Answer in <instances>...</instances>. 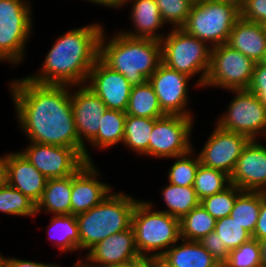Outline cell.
I'll list each match as a JSON object with an SVG mask.
<instances>
[{
	"label": "cell",
	"instance_id": "1",
	"mask_svg": "<svg viewBox=\"0 0 266 267\" xmlns=\"http://www.w3.org/2000/svg\"><path fill=\"white\" fill-rule=\"evenodd\" d=\"M9 85L18 123L30 142L74 148L85 159L71 107L72 86L39 84L27 77Z\"/></svg>",
	"mask_w": 266,
	"mask_h": 267
},
{
	"label": "cell",
	"instance_id": "2",
	"mask_svg": "<svg viewBox=\"0 0 266 267\" xmlns=\"http://www.w3.org/2000/svg\"><path fill=\"white\" fill-rule=\"evenodd\" d=\"M104 29L99 23L90 24L59 36L47 53L41 71L27 78L47 85H85L99 59V42Z\"/></svg>",
	"mask_w": 266,
	"mask_h": 267
},
{
	"label": "cell",
	"instance_id": "3",
	"mask_svg": "<svg viewBox=\"0 0 266 267\" xmlns=\"http://www.w3.org/2000/svg\"><path fill=\"white\" fill-rule=\"evenodd\" d=\"M105 30L99 42V59L121 73L133 85H142L162 63L161 42L150 38H131L118 32L106 42Z\"/></svg>",
	"mask_w": 266,
	"mask_h": 267
},
{
	"label": "cell",
	"instance_id": "4",
	"mask_svg": "<svg viewBox=\"0 0 266 267\" xmlns=\"http://www.w3.org/2000/svg\"><path fill=\"white\" fill-rule=\"evenodd\" d=\"M137 201L128 194L110 193L100 204L76 215L79 251L89 250L108 236L129 229Z\"/></svg>",
	"mask_w": 266,
	"mask_h": 267
},
{
	"label": "cell",
	"instance_id": "5",
	"mask_svg": "<svg viewBox=\"0 0 266 267\" xmlns=\"http://www.w3.org/2000/svg\"><path fill=\"white\" fill-rule=\"evenodd\" d=\"M153 207L150 201L138 200L131 226L139 255L150 260H158L170 246L181 240L180 221L162 210L154 211Z\"/></svg>",
	"mask_w": 266,
	"mask_h": 267
},
{
	"label": "cell",
	"instance_id": "6",
	"mask_svg": "<svg viewBox=\"0 0 266 267\" xmlns=\"http://www.w3.org/2000/svg\"><path fill=\"white\" fill-rule=\"evenodd\" d=\"M240 4L228 0H195L186 23L181 27L211 47L226 44L236 20Z\"/></svg>",
	"mask_w": 266,
	"mask_h": 267
},
{
	"label": "cell",
	"instance_id": "7",
	"mask_svg": "<svg viewBox=\"0 0 266 267\" xmlns=\"http://www.w3.org/2000/svg\"><path fill=\"white\" fill-rule=\"evenodd\" d=\"M160 42L162 63L190 78L201 73L195 85L203 88L210 68L211 46L182 28H172Z\"/></svg>",
	"mask_w": 266,
	"mask_h": 267
},
{
	"label": "cell",
	"instance_id": "8",
	"mask_svg": "<svg viewBox=\"0 0 266 267\" xmlns=\"http://www.w3.org/2000/svg\"><path fill=\"white\" fill-rule=\"evenodd\" d=\"M31 5L27 0H0V61L17 65L32 33Z\"/></svg>",
	"mask_w": 266,
	"mask_h": 267
},
{
	"label": "cell",
	"instance_id": "9",
	"mask_svg": "<svg viewBox=\"0 0 266 267\" xmlns=\"http://www.w3.org/2000/svg\"><path fill=\"white\" fill-rule=\"evenodd\" d=\"M255 64L252 59L228 44L211 47L210 68L203 88L213 86L227 90L247 89Z\"/></svg>",
	"mask_w": 266,
	"mask_h": 267
},
{
	"label": "cell",
	"instance_id": "10",
	"mask_svg": "<svg viewBox=\"0 0 266 267\" xmlns=\"http://www.w3.org/2000/svg\"><path fill=\"white\" fill-rule=\"evenodd\" d=\"M236 95L226 113L218 117L217 126L256 140L262 132L266 137V107L248 89L230 90Z\"/></svg>",
	"mask_w": 266,
	"mask_h": 267
},
{
	"label": "cell",
	"instance_id": "11",
	"mask_svg": "<svg viewBox=\"0 0 266 267\" xmlns=\"http://www.w3.org/2000/svg\"><path fill=\"white\" fill-rule=\"evenodd\" d=\"M193 117L165 115L155 119L149 142V156L175 158L193 150L190 142Z\"/></svg>",
	"mask_w": 266,
	"mask_h": 267
},
{
	"label": "cell",
	"instance_id": "12",
	"mask_svg": "<svg viewBox=\"0 0 266 267\" xmlns=\"http://www.w3.org/2000/svg\"><path fill=\"white\" fill-rule=\"evenodd\" d=\"M21 153L47 179L73 175L87 161L69 147L30 142Z\"/></svg>",
	"mask_w": 266,
	"mask_h": 267
},
{
	"label": "cell",
	"instance_id": "13",
	"mask_svg": "<svg viewBox=\"0 0 266 267\" xmlns=\"http://www.w3.org/2000/svg\"><path fill=\"white\" fill-rule=\"evenodd\" d=\"M191 78L161 63L149 77L160 108L166 115L193 117L188 105V82Z\"/></svg>",
	"mask_w": 266,
	"mask_h": 267
},
{
	"label": "cell",
	"instance_id": "14",
	"mask_svg": "<svg viewBox=\"0 0 266 267\" xmlns=\"http://www.w3.org/2000/svg\"><path fill=\"white\" fill-rule=\"evenodd\" d=\"M250 139L239 133L226 131L216 125L203 149L198 154L200 163L208 168L231 175L239 156Z\"/></svg>",
	"mask_w": 266,
	"mask_h": 267
},
{
	"label": "cell",
	"instance_id": "15",
	"mask_svg": "<svg viewBox=\"0 0 266 267\" xmlns=\"http://www.w3.org/2000/svg\"><path fill=\"white\" fill-rule=\"evenodd\" d=\"M70 98L79 141L85 147V160L92 161L84 140L90 143L97 136L107 107L86 85H79L73 92L71 90Z\"/></svg>",
	"mask_w": 266,
	"mask_h": 267
},
{
	"label": "cell",
	"instance_id": "16",
	"mask_svg": "<svg viewBox=\"0 0 266 267\" xmlns=\"http://www.w3.org/2000/svg\"><path fill=\"white\" fill-rule=\"evenodd\" d=\"M140 257L132 226L122 232L108 236L88 250L84 260L73 265L79 267H108ZM85 261V262H84ZM98 264V265H97Z\"/></svg>",
	"mask_w": 266,
	"mask_h": 267
},
{
	"label": "cell",
	"instance_id": "17",
	"mask_svg": "<svg viewBox=\"0 0 266 267\" xmlns=\"http://www.w3.org/2000/svg\"><path fill=\"white\" fill-rule=\"evenodd\" d=\"M86 83L107 109L126 111L132 85L121 73L110 69L98 59L90 70Z\"/></svg>",
	"mask_w": 266,
	"mask_h": 267
},
{
	"label": "cell",
	"instance_id": "18",
	"mask_svg": "<svg viewBox=\"0 0 266 267\" xmlns=\"http://www.w3.org/2000/svg\"><path fill=\"white\" fill-rule=\"evenodd\" d=\"M230 182L242 191L266 192V148L250 140L237 159Z\"/></svg>",
	"mask_w": 266,
	"mask_h": 267
},
{
	"label": "cell",
	"instance_id": "19",
	"mask_svg": "<svg viewBox=\"0 0 266 267\" xmlns=\"http://www.w3.org/2000/svg\"><path fill=\"white\" fill-rule=\"evenodd\" d=\"M99 175L92 161L84 163L72 175L71 214L87 212L111 193V186L99 181Z\"/></svg>",
	"mask_w": 266,
	"mask_h": 267
},
{
	"label": "cell",
	"instance_id": "20",
	"mask_svg": "<svg viewBox=\"0 0 266 267\" xmlns=\"http://www.w3.org/2000/svg\"><path fill=\"white\" fill-rule=\"evenodd\" d=\"M5 162L7 184L37 204L48 179L20 151L6 154Z\"/></svg>",
	"mask_w": 266,
	"mask_h": 267
},
{
	"label": "cell",
	"instance_id": "21",
	"mask_svg": "<svg viewBox=\"0 0 266 267\" xmlns=\"http://www.w3.org/2000/svg\"><path fill=\"white\" fill-rule=\"evenodd\" d=\"M226 44L258 63L262 60L266 50L264 25L248 21L240 16L236 20Z\"/></svg>",
	"mask_w": 266,
	"mask_h": 267
},
{
	"label": "cell",
	"instance_id": "22",
	"mask_svg": "<svg viewBox=\"0 0 266 267\" xmlns=\"http://www.w3.org/2000/svg\"><path fill=\"white\" fill-rule=\"evenodd\" d=\"M180 245L171 246L157 261L161 267H222L199 241L181 239Z\"/></svg>",
	"mask_w": 266,
	"mask_h": 267
},
{
	"label": "cell",
	"instance_id": "23",
	"mask_svg": "<svg viewBox=\"0 0 266 267\" xmlns=\"http://www.w3.org/2000/svg\"><path fill=\"white\" fill-rule=\"evenodd\" d=\"M132 2L131 20L135 26L133 31H120L131 38H150L161 40L165 35L157 34L165 23L162 21L157 2L155 0H126Z\"/></svg>",
	"mask_w": 266,
	"mask_h": 267
},
{
	"label": "cell",
	"instance_id": "24",
	"mask_svg": "<svg viewBox=\"0 0 266 267\" xmlns=\"http://www.w3.org/2000/svg\"><path fill=\"white\" fill-rule=\"evenodd\" d=\"M72 175L47 180L40 201L36 204V214L44 210L53 215L71 214Z\"/></svg>",
	"mask_w": 266,
	"mask_h": 267
},
{
	"label": "cell",
	"instance_id": "25",
	"mask_svg": "<svg viewBox=\"0 0 266 267\" xmlns=\"http://www.w3.org/2000/svg\"><path fill=\"white\" fill-rule=\"evenodd\" d=\"M125 113L126 115L151 119H158L166 115L160 108L157 95L149 81L142 85L132 86Z\"/></svg>",
	"mask_w": 266,
	"mask_h": 267
},
{
	"label": "cell",
	"instance_id": "26",
	"mask_svg": "<svg viewBox=\"0 0 266 267\" xmlns=\"http://www.w3.org/2000/svg\"><path fill=\"white\" fill-rule=\"evenodd\" d=\"M155 119L126 115L123 144L138 155L149 156L150 135Z\"/></svg>",
	"mask_w": 266,
	"mask_h": 267
},
{
	"label": "cell",
	"instance_id": "27",
	"mask_svg": "<svg viewBox=\"0 0 266 267\" xmlns=\"http://www.w3.org/2000/svg\"><path fill=\"white\" fill-rule=\"evenodd\" d=\"M162 198L168 210H163L179 220L200 204L193 186H178L169 183L162 190Z\"/></svg>",
	"mask_w": 266,
	"mask_h": 267
},
{
	"label": "cell",
	"instance_id": "28",
	"mask_svg": "<svg viewBox=\"0 0 266 267\" xmlns=\"http://www.w3.org/2000/svg\"><path fill=\"white\" fill-rule=\"evenodd\" d=\"M126 113L107 109L102 115L97 136L89 143L101 149L123 143Z\"/></svg>",
	"mask_w": 266,
	"mask_h": 267
},
{
	"label": "cell",
	"instance_id": "29",
	"mask_svg": "<svg viewBox=\"0 0 266 267\" xmlns=\"http://www.w3.org/2000/svg\"><path fill=\"white\" fill-rule=\"evenodd\" d=\"M48 236L58 244L60 252H73L79 250V229L76 221V215H53L51 218ZM55 238V239H54Z\"/></svg>",
	"mask_w": 266,
	"mask_h": 267
},
{
	"label": "cell",
	"instance_id": "30",
	"mask_svg": "<svg viewBox=\"0 0 266 267\" xmlns=\"http://www.w3.org/2000/svg\"><path fill=\"white\" fill-rule=\"evenodd\" d=\"M260 208L261 191H242L236 198L230 216L253 235Z\"/></svg>",
	"mask_w": 266,
	"mask_h": 267
},
{
	"label": "cell",
	"instance_id": "31",
	"mask_svg": "<svg viewBox=\"0 0 266 267\" xmlns=\"http://www.w3.org/2000/svg\"><path fill=\"white\" fill-rule=\"evenodd\" d=\"M179 221L181 239L187 241H200L215 230L217 220L213 218L201 204H199Z\"/></svg>",
	"mask_w": 266,
	"mask_h": 267
},
{
	"label": "cell",
	"instance_id": "32",
	"mask_svg": "<svg viewBox=\"0 0 266 267\" xmlns=\"http://www.w3.org/2000/svg\"><path fill=\"white\" fill-rule=\"evenodd\" d=\"M231 185L230 175L213 168L199 165L193 188L201 201L205 197L224 191Z\"/></svg>",
	"mask_w": 266,
	"mask_h": 267
},
{
	"label": "cell",
	"instance_id": "33",
	"mask_svg": "<svg viewBox=\"0 0 266 267\" xmlns=\"http://www.w3.org/2000/svg\"><path fill=\"white\" fill-rule=\"evenodd\" d=\"M0 212L17 216H35L36 204L7 183L0 188Z\"/></svg>",
	"mask_w": 266,
	"mask_h": 267
},
{
	"label": "cell",
	"instance_id": "34",
	"mask_svg": "<svg viewBox=\"0 0 266 267\" xmlns=\"http://www.w3.org/2000/svg\"><path fill=\"white\" fill-rule=\"evenodd\" d=\"M215 232L219 235L221 246L229 251L249 242L252 235L238 224L230 215L216 221Z\"/></svg>",
	"mask_w": 266,
	"mask_h": 267
},
{
	"label": "cell",
	"instance_id": "35",
	"mask_svg": "<svg viewBox=\"0 0 266 267\" xmlns=\"http://www.w3.org/2000/svg\"><path fill=\"white\" fill-rule=\"evenodd\" d=\"M194 149L189 153L175 157L176 161L168 171V182L178 186H193L200 163L199 156L192 158ZM194 159V160H193Z\"/></svg>",
	"mask_w": 266,
	"mask_h": 267
},
{
	"label": "cell",
	"instance_id": "36",
	"mask_svg": "<svg viewBox=\"0 0 266 267\" xmlns=\"http://www.w3.org/2000/svg\"><path fill=\"white\" fill-rule=\"evenodd\" d=\"M242 192L235 185L224 191L205 197L200 201L203 208L216 220L230 215L237 196Z\"/></svg>",
	"mask_w": 266,
	"mask_h": 267
},
{
	"label": "cell",
	"instance_id": "37",
	"mask_svg": "<svg viewBox=\"0 0 266 267\" xmlns=\"http://www.w3.org/2000/svg\"><path fill=\"white\" fill-rule=\"evenodd\" d=\"M162 21L170 23L173 28H181L188 18L195 0H155Z\"/></svg>",
	"mask_w": 266,
	"mask_h": 267
},
{
	"label": "cell",
	"instance_id": "38",
	"mask_svg": "<svg viewBox=\"0 0 266 267\" xmlns=\"http://www.w3.org/2000/svg\"><path fill=\"white\" fill-rule=\"evenodd\" d=\"M259 241L251 239L237 249L231 250L222 267H261Z\"/></svg>",
	"mask_w": 266,
	"mask_h": 267
},
{
	"label": "cell",
	"instance_id": "39",
	"mask_svg": "<svg viewBox=\"0 0 266 267\" xmlns=\"http://www.w3.org/2000/svg\"><path fill=\"white\" fill-rule=\"evenodd\" d=\"M240 16L255 23H266V0H242Z\"/></svg>",
	"mask_w": 266,
	"mask_h": 267
},
{
	"label": "cell",
	"instance_id": "40",
	"mask_svg": "<svg viewBox=\"0 0 266 267\" xmlns=\"http://www.w3.org/2000/svg\"><path fill=\"white\" fill-rule=\"evenodd\" d=\"M199 243L222 265L228 260L230 251L227 247L221 246L219 235L215 232V230L202 238Z\"/></svg>",
	"mask_w": 266,
	"mask_h": 267
},
{
	"label": "cell",
	"instance_id": "41",
	"mask_svg": "<svg viewBox=\"0 0 266 267\" xmlns=\"http://www.w3.org/2000/svg\"><path fill=\"white\" fill-rule=\"evenodd\" d=\"M247 89L255 93L266 107V65H262L260 62L255 64L252 79Z\"/></svg>",
	"mask_w": 266,
	"mask_h": 267
},
{
	"label": "cell",
	"instance_id": "42",
	"mask_svg": "<svg viewBox=\"0 0 266 267\" xmlns=\"http://www.w3.org/2000/svg\"><path fill=\"white\" fill-rule=\"evenodd\" d=\"M266 238V192H261V208L252 239L263 240Z\"/></svg>",
	"mask_w": 266,
	"mask_h": 267
},
{
	"label": "cell",
	"instance_id": "43",
	"mask_svg": "<svg viewBox=\"0 0 266 267\" xmlns=\"http://www.w3.org/2000/svg\"><path fill=\"white\" fill-rule=\"evenodd\" d=\"M7 267H59L56 264L41 263L30 260H23L18 258H8Z\"/></svg>",
	"mask_w": 266,
	"mask_h": 267
},
{
	"label": "cell",
	"instance_id": "44",
	"mask_svg": "<svg viewBox=\"0 0 266 267\" xmlns=\"http://www.w3.org/2000/svg\"><path fill=\"white\" fill-rule=\"evenodd\" d=\"M149 261L150 259L140 256L136 259L108 267H144Z\"/></svg>",
	"mask_w": 266,
	"mask_h": 267
},
{
	"label": "cell",
	"instance_id": "45",
	"mask_svg": "<svg viewBox=\"0 0 266 267\" xmlns=\"http://www.w3.org/2000/svg\"><path fill=\"white\" fill-rule=\"evenodd\" d=\"M89 2H93L94 4L106 6V7H112V8H122L125 4L126 6V0H88Z\"/></svg>",
	"mask_w": 266,
	"mask_h": 267
},
{
	"label": "cell",
	"instance_id": "46",
	"mask_svg": "<svg viewBox=\"0 0 266 267\" xmlns=\"http://www.w3.org/2000/svg\"><path fill=\"white\" fill-rule=\"evenodd\" d=\"M7 183L5 156L0 157V188Z\"/></svg>",
	"mask_w": 266,
	"mask_h": 267
},
{
	"label": "cell",
	"instance_id": "47",
	"mask_svg": "<svg viewBox=\"0 0 266 267\" xmlns=\"http://www.w3.org/2000/svg\"><path fill=\"white\" fill-rule=\"evenodd\" d=\"M261 267H266V238L259 241Z\"/></svg>",
	"mask_w": 266,
	"mask_h": 267
},
{
	"label": "cell",
	"instance_id": "48",
	"mask_svg": "<svg viewBox=\"0 0 266 267\" xmlns=\"http://www.w3.org/2000/svg\"><path fill=\"white\" fill-rule=\"evenodd\" d=\"M7 260L8 258H5L3 255H0V267H7Z\"/></svg>",
	"mask_w": 266,
	"mask_h": 267
},
{
	"label": "cell",
	"instance_id": "49",
	"mask_svg": "<svg viewBox=\"0 0 266 267\" xmlns=\"http://www.w3.org/2000/svg\"><path fill=\"white\" fill-rule=\"evenodd\" d=\"M144 267H158V261L150 260Z\"/></svg>",
	"mask_w": 266,
	"mask_h": 267
},
{
	"label": "cell",
	"instance_id": "50",
	"mask_svg": "<svg viewBox=\"0 0 266 267\" xmlns=\"http://www.w3.org/2000/svg\"><path fill=\"white\" fill-rule=\"evenodd\" d=\"M260 63H261L262 65H266V50H265V52H264L263 58H262V60L260 61Z\"/></svg>",
	"mask_w": 266,
	"mask_h": 267
},
{
	"label": "cell",
	"instance_id": "51",
	"mask_svg": "<svg viewBox=\"0 0 266 267\" xmlns=\"http://www.w3.org/2000/svg\"><path fill=\"white\" fill-rule=\"evenodd\" d=\"M228 1H233V2H237V3L241 4L242 0H228Z\"/></svg>",
	"mask_w": 266,
	"mask_h": 267
}]
</instances>
